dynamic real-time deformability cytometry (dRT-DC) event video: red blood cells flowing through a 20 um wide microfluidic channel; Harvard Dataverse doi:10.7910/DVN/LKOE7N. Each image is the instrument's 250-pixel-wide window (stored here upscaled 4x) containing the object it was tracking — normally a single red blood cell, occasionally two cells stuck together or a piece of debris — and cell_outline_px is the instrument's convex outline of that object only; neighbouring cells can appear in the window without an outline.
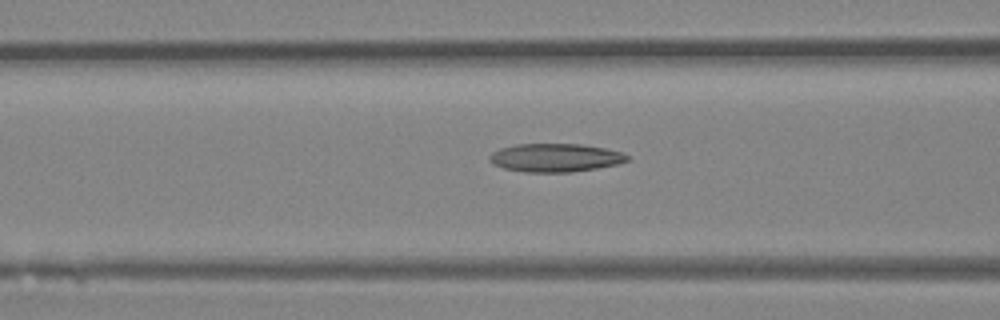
{"species": "Egyptian fruit bat (a non-hibernating species)", "species_latin": "Rousettus aegyptiacus", "temperature_condition": "room temperature", "stored_images_in_passage": 30, "camera_frame_rate_fps": 3000, "um_per_image_px": 0.085, "animal": {"sex": "female"}, "frame": {"image": 1, "passage_image": 9, "time_ms": 2.667, "image_size_px": [1000, 320], "cell_outline_px": [[628, 160], [620, 164], [572, 172], [524, 172], [504, 168], [492, 164], [488, 160], [488, 156], [492, 152], [500, 148], [516, 144], [580, 144], [604, 148], [620, 152], [628, 156]], "centroid_in_image_um": [47.16, 13.41], "position_along_channel_um": 119.4, "area_um2": 22.77}}
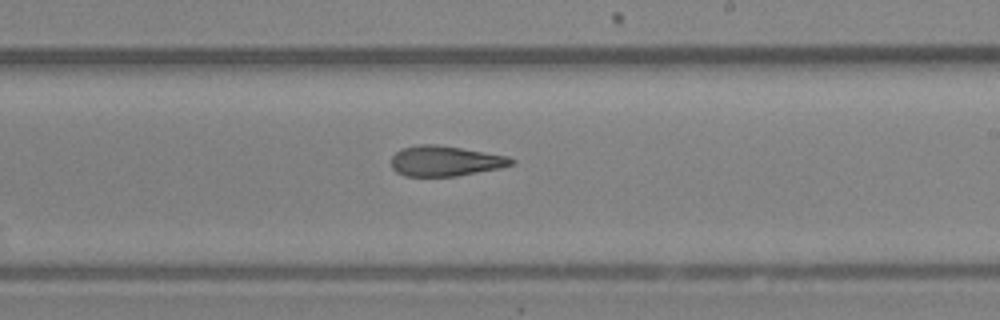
{"frame": {"image": 2, "passage_image": 18, "time_ms": 5.667, "image_size_px": [1000, 320], "cell_outline_px": [[516, 160], [512, 164], [500, 168], [456, 176], [404, 176], [396, 172], [392, 168], [392, 156], [400, 148], [420, 144], [436, 144], [508, 156]], "centroid_in_image_um": [37.82, 13.68], "position_along_channel_um": 251.2, "area_um2": 21.15}}
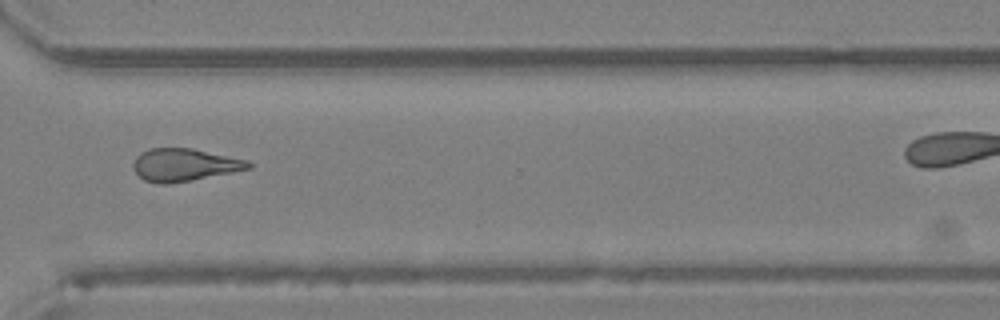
{"frame": {"image": 3, "passage_image": 25, "time_ms": 8.0, "image_size_px": [1000, 320], "cell_outline_px": [[252, 168], [232, 172], [188, 180], [164, 184], [160, 184], [144, 180], [132, 168], [132, 164], [136, 156], [140, 152], [152, 148], [192, 148], [248, 160], [252, 164]], "centroid_in_image_um": [15.65, 14.0], "position_along_channel_um": 355.0, "area_um2": 21.68}}